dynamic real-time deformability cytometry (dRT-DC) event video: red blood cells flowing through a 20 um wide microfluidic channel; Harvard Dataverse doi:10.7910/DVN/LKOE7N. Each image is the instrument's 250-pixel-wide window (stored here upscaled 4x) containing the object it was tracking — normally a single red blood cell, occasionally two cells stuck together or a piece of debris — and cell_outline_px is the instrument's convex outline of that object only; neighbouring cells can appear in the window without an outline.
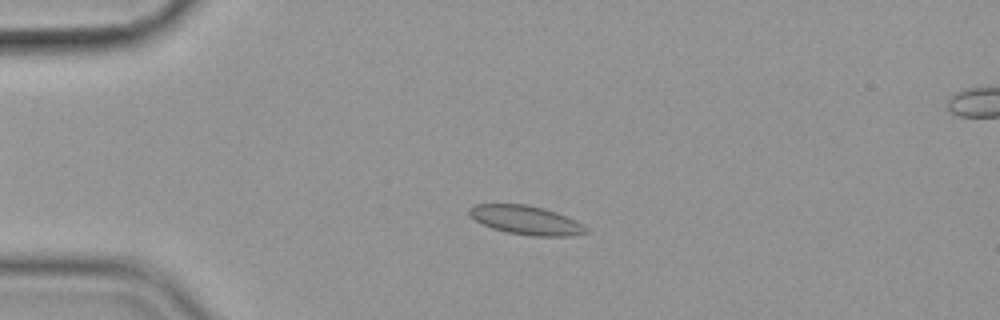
{"species": "common noctule bat (a hibernating species)", "species_latin": "Nyctalus noctula", "temperature_condition": "cold", "stored_images_in_passage": 56, "camera_frame_rate_fps": 3000, "um_per_image_px": 0.085, "animal": {"sex": "female", "body_mass_g": 19.9}, "frame": {"image": 1, "passage_image": 13, "time_ms": 4.0, "image_size_px": [1000, 320], "cell_outline_px": [[588, 232], [572, 236], [532, 236], [504, 232], [492, 228], [468, 216], [468, 208], [472, 204], [528, 204], [544, 208], [556, 212], [576, 220], [584, 224], [588, 228]], "centroid_in_image_um": [44.71, 18.71], "position_along_channel_um": 40.3, "area_um2": 19.94}}
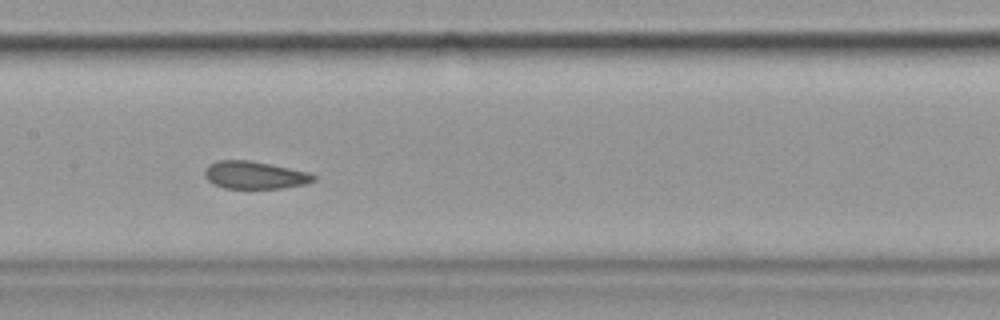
{"frame": {"image": 2, "passage_image": 28, "time_ms": 9.0, "image_size_px": [1000, 320], "cell_outline_px": [[316, 180], [304, 184], [284, 188], [224, 188], [212, 184], [204, 176], [204, 172], [208, 164], [220, 160], [248, 160], [308, 172], [316, 176]], "centroid_in_image_um": [21.61, 14.89], "position_along_channel_um": 185.8, "area_um2": 17.4}}
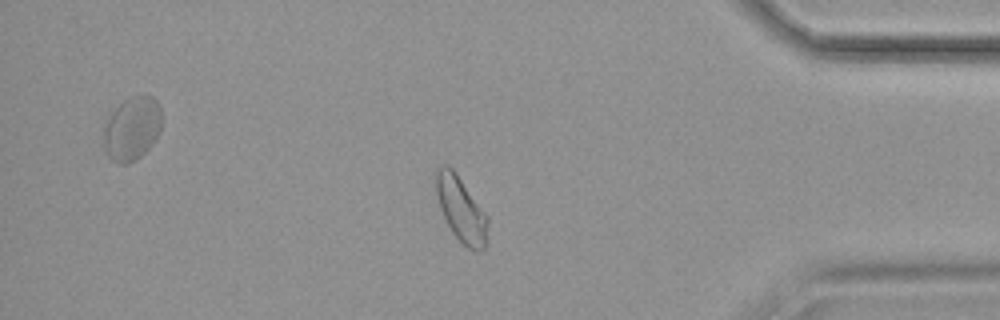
{"frame": {"image": 3, "passage_image": 48, "time_ms": 15.667, "image_size_px": [1000, 320], "cell_outline_px": [[488, 224], [484, 248], [480, 252], [468, 248], [452, 232], [440, 208], [436, 192], [436, 168], [444, 164], [448, 164], [452, 168], [488, 216]], "centroid_in_image_um": [39.19, 17.77], "position_along_channel_um": 396.0, "area_um2": 19.25}, "authors_computed_cell_mechanics": {"area_um2": 19.0451, "velocity_mm_per_s": 3.558, "shape_relaxation_time_tau1_ms": null, "shape_relaxation_time_tau2_ms": 1.5825, "deformation_change_tau1": null, "deformation_change_tau2": 0.0453}}